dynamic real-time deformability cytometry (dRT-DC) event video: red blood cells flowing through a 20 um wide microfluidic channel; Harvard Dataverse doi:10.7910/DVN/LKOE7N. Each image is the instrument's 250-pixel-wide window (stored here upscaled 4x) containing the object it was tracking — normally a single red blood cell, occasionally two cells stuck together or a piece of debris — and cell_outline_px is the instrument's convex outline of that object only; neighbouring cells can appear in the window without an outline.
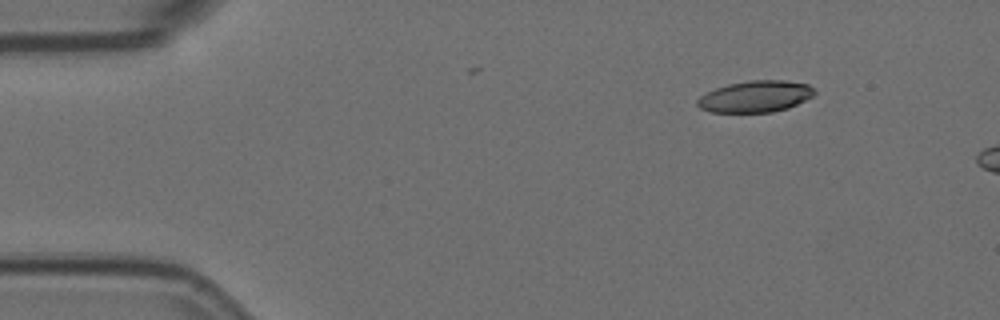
{"species": "Egyptian fruit bat (a non-hibernating species)", "species_latin": "Rousettus aegyptiacus", "temperature_condition": "room temperature", "stored_images_in_passage": 3, "camera_frame_rate_fps": 3000, "um_per_image_px": 0.085, "animal": {"sex": "female"}, "frame": {"image": 1, "passage_image": 2, "time_ms": 0.333, "image_size_px": [1000, 320], "cell_outline_px": [[816, 92], [812, 96], [788, 108], [772, 112], [708, 112], [700, 108], [696, 104], [696, 100], [700, 96], [716, 88], [728, 84], [752, 80], [784, 80], [808, 84]], "centroid_in_image_um": [64.18, 8.2], "position_along_channel_um": 20.8, "area_um2": 21.39}}